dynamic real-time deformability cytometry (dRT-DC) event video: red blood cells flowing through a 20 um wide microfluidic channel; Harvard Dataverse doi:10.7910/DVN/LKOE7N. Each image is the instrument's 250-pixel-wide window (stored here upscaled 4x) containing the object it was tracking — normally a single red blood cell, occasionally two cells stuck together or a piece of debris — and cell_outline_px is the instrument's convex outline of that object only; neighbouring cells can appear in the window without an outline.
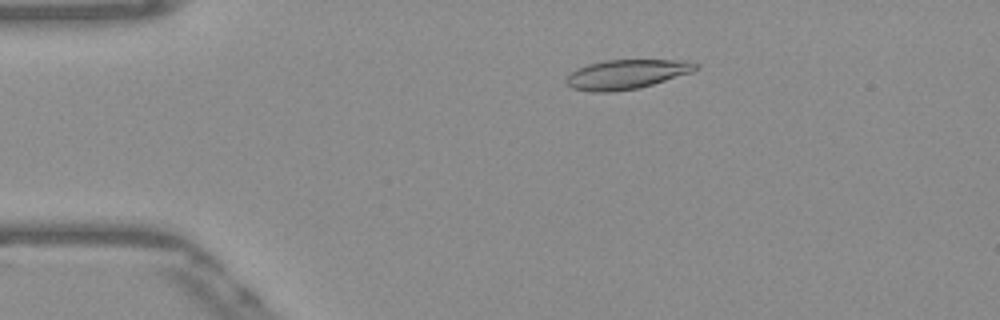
{"species": "Egyptian fruit bat (a non-hibernating species)", "species_latin": "Rousettus aegyptiacus", "temperature_condition": "warm", "stored_images_in_passage": 45, "camera_frame_rate_fps": 3000, "um_per_image_px": 0.085, "frame": {"image": 1, "passage_image": 3, "time_ms": 0.667, "image_size_px": [1000, 320], "cell_outline_px": [[700, 68], [692, 72], [640, 88], [612, 92], [592, 92], [572, 88], [568, 84], [568, 76], [572, 72], [588, 64], [604, 60], [688, 60], [700, 64]], "centroid_in_image_um": [53.33, 6.31], "position_along_channel_um": 31.7, "area_um2": 22.14}}
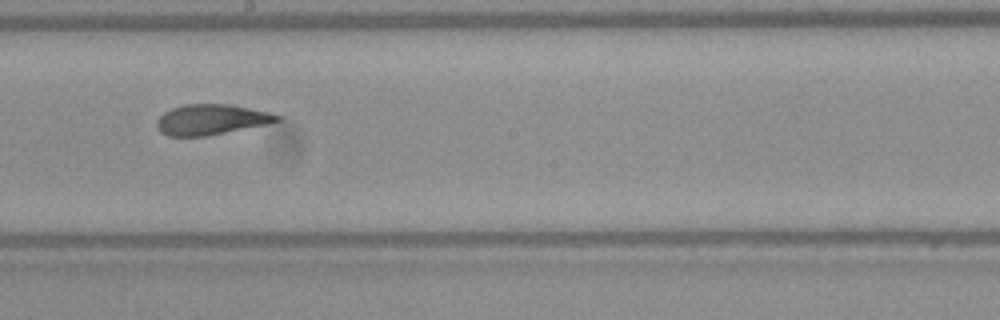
{"frame": {"image": 2, "passage_image": 22, "time_ms": 7.0, "image_size_px": [1000, 320], "cell_outline_px": [[280, 120], [268, 124], [204, 136], [168, 136], [160, 132], [156, 124], [156, 120], [164, 112], [172, 108], [184, 104], [228, 104], [268, 112], [280, 116]], "centroid_in_image_um": [17.91, 10.16], "position_along_channel_um": 230.3, "area_um2": 21.1}}
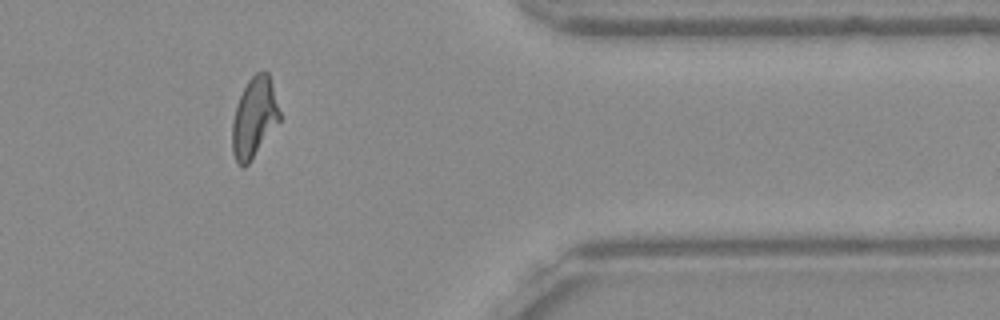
{"frame": {"image": 3, "passage_image": 36, "time_ms": 11.667, "image_size_px": [1000, 320], "cell_outline_px": [[280, 120], [248, 164], [244, 168], [236, 160], [232, 152], [232, 120], [240, 96], [248, 80], [256, 72], [268, 72], [272, 84], [280, 112]], "centroid_in_image_um": [21.6, 9.99], "position_along_channel_um": 389.8, "area_um2": 21.73}, "authors_computed_cell_mechanics": {"area_um2": 21.9062, "velocity_mm_per_s": 3.8752, "shape_relaxation_time_tau1_ms": 5.6397, "shape_relaxation_time_tau2_ms": 1.7844, "deformation_change_tau1": 0.2223, "deformation_change_tau2": 0.0973}}